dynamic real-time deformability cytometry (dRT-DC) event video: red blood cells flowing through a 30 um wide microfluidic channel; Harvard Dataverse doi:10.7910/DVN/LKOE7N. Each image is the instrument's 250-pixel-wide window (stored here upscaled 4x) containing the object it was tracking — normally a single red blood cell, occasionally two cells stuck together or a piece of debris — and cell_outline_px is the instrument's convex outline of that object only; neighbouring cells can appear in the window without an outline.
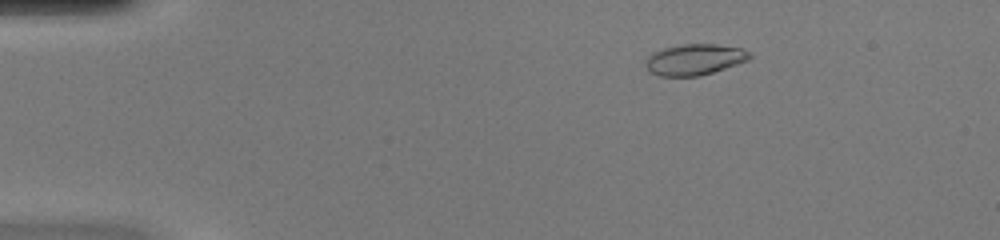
{"species": "common noctule bat (a hibernating species)", "species_latin": "Nyctalus noctula", "temperature_condition": "warm", "stored_images_in_passage": 50, "camera_frame_rate_fps": 3000, "um_per_image_px": 0.085, "animal": {"sex": "female", "body_mass_g": 20.0, "forearm_length_mm": 54.0}, "frame": {"image": 1, "passage_image": 9, "time_ms": 2.667, "image_size_px": [1000, 240], "cell_outline_px": [[752, 56], [748, 60], [700, 76], [660, 76], [652, 72], [644, 64], [644, 60], [652, 52], [664, 48], [684, 44], [716, 44], [740, 48], [752, 52]], "centroid_in_image_um": [59.03, 5.05], "position_along_channel_um": 26.0, "area_um2": 18.73}}
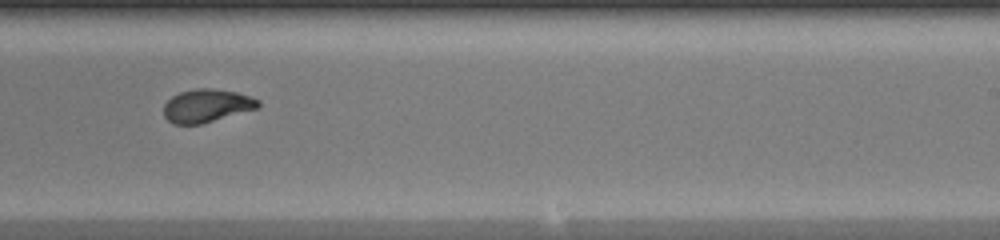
{"frame": {"image": 2, "passage_image": 32, "time_ms": 10.333, "image_size_px": [1000, 240], "cell_outline_px": [[260, 104], [256, 108], [200, 124], [172, 124], [164, 116], [164, 104], [172, 96], [180, 92], [196, 88], [212, 88], [236, 92], [260, 100]], "centroid_in_image_um": [17.53, 8.98], "position_along_channel_um": 271.5, "area_um2": 17.98}}
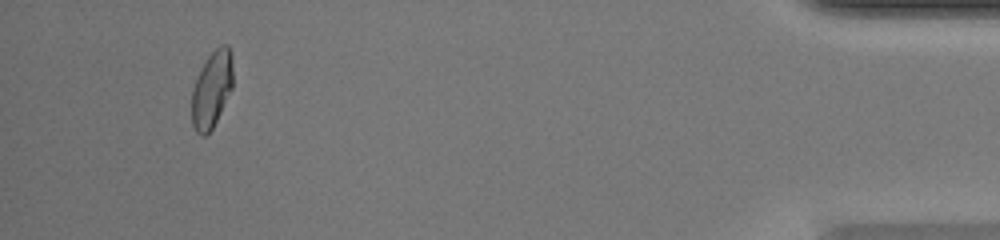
{"frame": {"image": 3, "passage_image": 47, "time_ms": 15.333, "image_size_px": [1000, 240], "cell_outline_px": [[232, 88], [212, 128], [204, 136], [200, 136], [196, 132], [192, 124], [192, 88], [200, 68], [208, 56], [220, 44], [228, 44], [232, 52]], "centroid_in_image_um": [17.99, 7.55], "position_along_channel_um": 417.2, "area_um2": 18.38}, "authors_computed_cell_mechanics": {"area_um2": 18.6116, "velocity_mm_per_s": 4.2571, "shape_relaxation_time_tau1_ms": 3.2123, "shape_relaxation_time_tau2_ms": 0.8417, "deformation_change_tau1": 0.2001, "deformation_change_tau2": 0.0583}}